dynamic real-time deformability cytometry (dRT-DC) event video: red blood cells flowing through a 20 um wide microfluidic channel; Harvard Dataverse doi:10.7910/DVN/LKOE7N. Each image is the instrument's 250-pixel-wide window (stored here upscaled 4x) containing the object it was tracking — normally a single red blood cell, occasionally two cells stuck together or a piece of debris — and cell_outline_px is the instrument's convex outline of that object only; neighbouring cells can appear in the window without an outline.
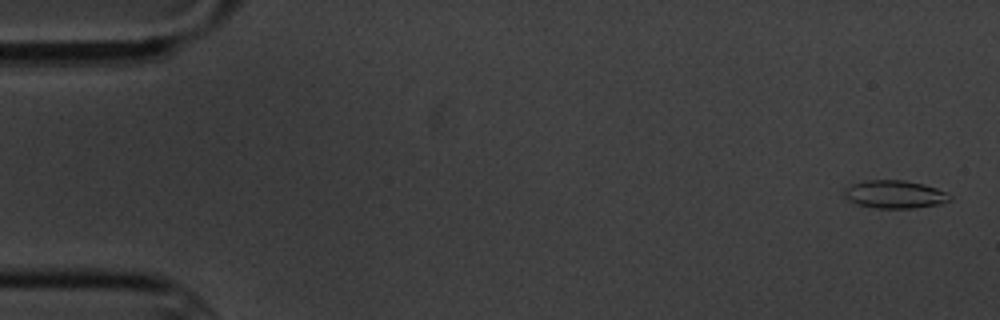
{"species": "common noctule bat (a hibernating species)", "species_latin": "Nyctalus noctula", "temperature_condition": "cold", "stored_images_in_passage": 6, "camera_frame_rate_fps": 3000, "um_per_image_px": 0.085, "animal": {"sex": "male", "body_mass_g": 20.1, "forearm_length_mm": 53.5}, "frame": {"image": 1, "passage_image": 1, "time_ms": 0.0, "image_size_px": [1000, 320], "cell_outline_px": [[952, 200], [940, 204], [916, 208], [876, 208], [860, 204], [848, 200], [844, 196], [844, 188], [852, 184], [864, 180], [904, 180], [924, 184], [936, 188], [952, 196]], "centroid_in_image_um": [76.06, 16.51], "position_along_channel_um": 8.9, "area_um2": 17.22}}